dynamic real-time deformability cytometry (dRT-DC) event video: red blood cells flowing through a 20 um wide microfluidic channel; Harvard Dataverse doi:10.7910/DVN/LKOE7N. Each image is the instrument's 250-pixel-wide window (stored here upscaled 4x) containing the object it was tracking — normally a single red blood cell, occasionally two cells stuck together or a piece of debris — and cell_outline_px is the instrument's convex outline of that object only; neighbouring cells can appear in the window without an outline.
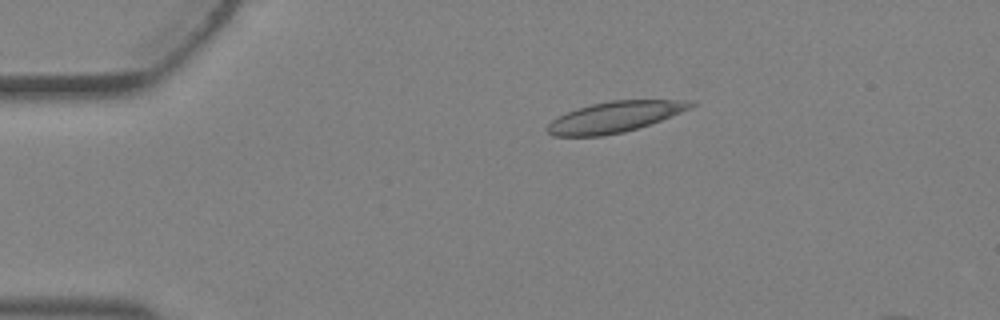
{"species": "Egyptian fruit bat (a non-hibernating species)", "species_latin": "Rousettus aegyptiacus", "temperature_condition": "warm", "stored_images_in_passage": 4, "camera_frame_rate_fps": 3000, "um_per_image_px": 0.085, "animal": {"sex": "female"}, "frame": {"image": 1, "passage_image": 3, "time_ms": 0.667, "image_size_px": [1000, 320], "cell_outline_px": [[696, 104], [680, 112], [660, 120], [624, 132], [604, 136], [552, 136], [544, 128], [552, 120], [568, 112], [592, 104], [612, 100], [696, 100]], "centroid_in_image_um": [52.23, 9.94], "position_along_channel_um": 32.8, "area_um2": 25.37}}